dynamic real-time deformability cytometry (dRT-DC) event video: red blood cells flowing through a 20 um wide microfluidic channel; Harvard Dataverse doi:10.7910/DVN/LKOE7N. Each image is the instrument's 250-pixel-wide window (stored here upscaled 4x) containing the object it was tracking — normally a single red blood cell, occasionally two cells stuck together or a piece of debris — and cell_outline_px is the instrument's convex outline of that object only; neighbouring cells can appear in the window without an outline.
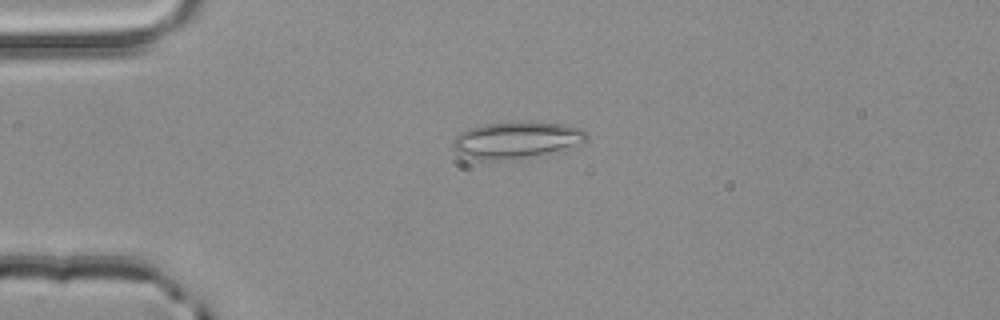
{"species": "common noctule bat (a hibernating species)", "species_latin": "Nyctalus noctula", "temperature_condition": "room temperature", "stored_images_in_passage": 4, "camera_frame_rate_fps": 3000, "um_per_image_px": 0.085, "animal": {"sex": "male", "body_mass_g": 20.4}, "frame": {"image": 1, "passage_image": 4, "time_ms": 1.0, "image_size_px": [1000, 320], "cell_outline_px": [[588, 140], [560, 148], [544, 152], [524, 156], [492, 160], [480, 160], [456, 152], [452, 148], [452, 140], [460, 132], [468, 128], [480, 124], [512, 120], [532, 120], [560, 124], [584, 128], [588, 136]], "centroid_in_image_um": [43.81, 11.82], "position_along_channel_um": 41.2, "area_um2": 28.32}}